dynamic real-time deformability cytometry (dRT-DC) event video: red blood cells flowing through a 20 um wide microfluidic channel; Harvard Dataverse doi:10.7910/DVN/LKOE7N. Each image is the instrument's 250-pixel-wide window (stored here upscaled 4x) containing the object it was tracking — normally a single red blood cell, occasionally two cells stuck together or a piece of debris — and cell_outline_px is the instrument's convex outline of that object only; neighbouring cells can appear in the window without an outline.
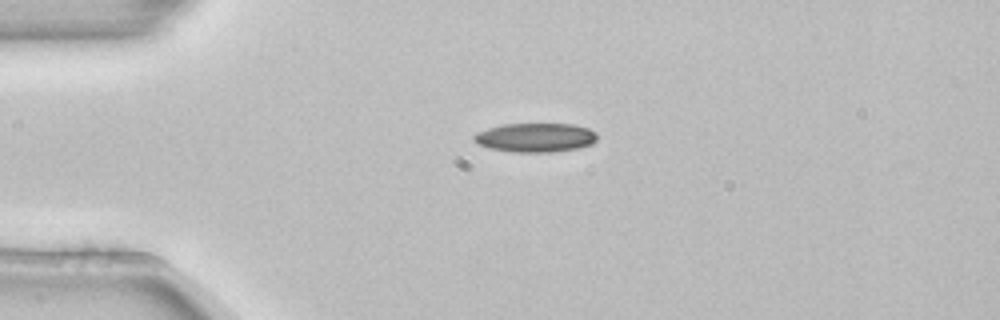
{"species": "common noctule bat (a hibernating species)", "species_latin": "Nyctalus noctula", "temperature_condition": "room temperature", "stored_images_in_passage": 6, "camera_frame_rate_fps": 3000, "um_per_image_px": 0.085, "animal": {"sex": "female", "body_mass_g": 22.7, "forearm_length_mm": 54.2}, "frame": {"image": 1, "passage_image": 4, "time_ms": 1.0, "image_size_px": [1000, 320], "cell_outline_px": [[596, 140], [592, 144], [576, 148], [552, 152], [512, 152], [488, 148], [472, 140], [472, 136], [476, 132], [488, 128], [504, 124], [572, 124], [588, 128], [596, 132]], "centroid_in_image_um": [45.48, 11.69], "position_along_channel_um": 39.5, "area_um2": 20.87}}